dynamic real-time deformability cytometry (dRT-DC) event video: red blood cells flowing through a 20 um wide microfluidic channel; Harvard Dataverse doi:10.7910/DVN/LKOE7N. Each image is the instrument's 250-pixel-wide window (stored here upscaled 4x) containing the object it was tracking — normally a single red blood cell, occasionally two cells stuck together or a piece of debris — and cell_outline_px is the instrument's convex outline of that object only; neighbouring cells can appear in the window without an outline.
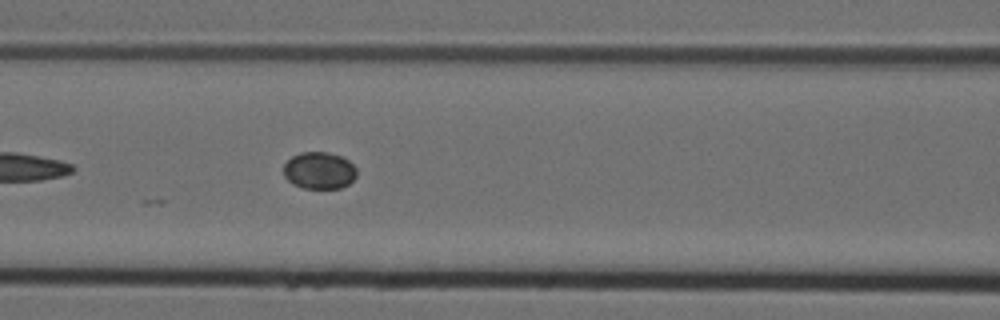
{"species": "Egyptian fruit bat (a non-hibernating species)", "species_latin": "Rousettus aegyptiacus", "temperature_condition": "cold", "stored_images_in_passage": 4, "camera_frame_rate_fps": 3000, "um_per_image_px": 0.085, "animal": {"sex": "female"}, "frame": {"image": 1, "passage_image": 4, "time_ms": 1.0, "image_size_px": [1000, 320], "cell_outline_px": [[356, 176], [348, 184], [340, 188], [304, 188], [292, 184], [284, 176], [284, 164], [292, 156], [300, 152], [328, 152], [340, 156], [348, 160], [356, 168]], "centroid_in_image_um": [27.12, 14.49], "position_along_channel_um": 139.5, "area_um2": 15.72}}